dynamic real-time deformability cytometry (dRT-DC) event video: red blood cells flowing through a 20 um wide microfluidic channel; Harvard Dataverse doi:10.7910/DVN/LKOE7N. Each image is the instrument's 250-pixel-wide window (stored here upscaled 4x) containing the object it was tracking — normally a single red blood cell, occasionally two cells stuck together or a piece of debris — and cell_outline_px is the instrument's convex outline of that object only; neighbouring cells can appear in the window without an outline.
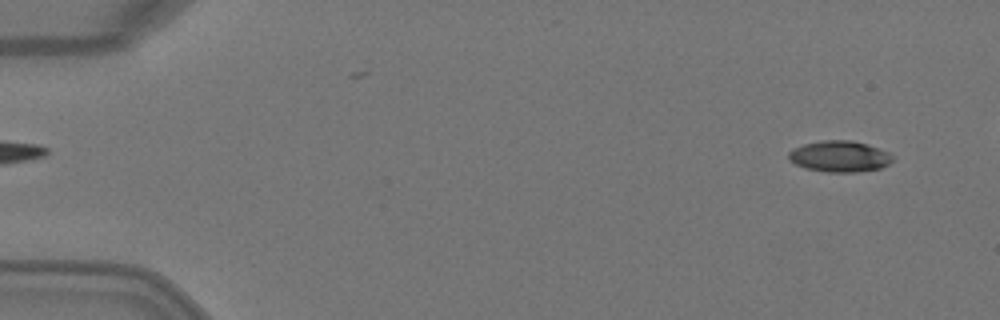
{"species": "Egyptian fruit bat (a non-hibernating species)", "species_latin": "Rousettus aegyptiacus", "temperature_condition": "warm", "stored_images_in_passage": 5, "segment_of_instrument_passage": [2, 2], "camera_frame_rate_fps": 3000, "um_per_image_px": 0.085, "animal": {"sex": "female"}, "frame": {"image": 1, "passage_image": 5, "time_ms": 1.333, "image_size_px": [1000, 320], "cell_outline_px": [[892, 160], [888, 164], [880, 168], [856, 172], [828, 172], [804, 168], [788, 160], [788, 152], [792, 148], [804, 144], [824, 140], [852, 140], [868, 144], [888, 152], [892, 156]], "centroid_in_image_um": [71.33, 13.29], "position_along_channel_um": 13.7, "area_um2": 18.9}}